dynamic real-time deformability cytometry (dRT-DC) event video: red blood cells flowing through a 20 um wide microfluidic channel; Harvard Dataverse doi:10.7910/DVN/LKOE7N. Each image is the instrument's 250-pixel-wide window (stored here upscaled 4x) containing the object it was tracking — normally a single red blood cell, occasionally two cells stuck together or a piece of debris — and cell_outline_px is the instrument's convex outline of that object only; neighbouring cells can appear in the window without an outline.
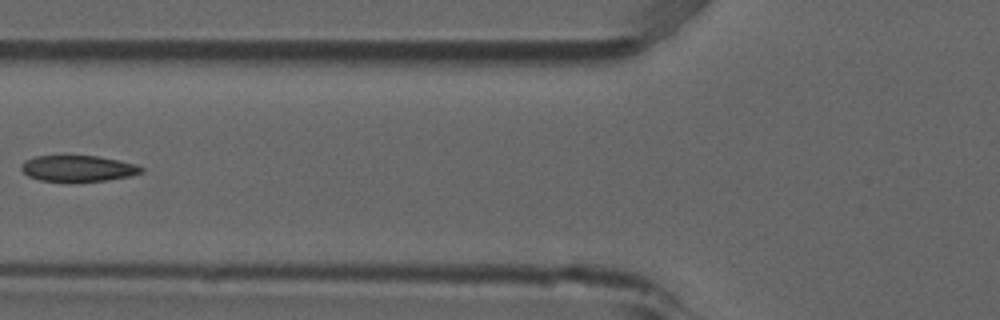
{"species": "common noctule bat (a hibernating species)", "species_latin": "Nyctalus noctula", "temperature_condition": "room temperature", "stored_images_in_passage": 6, "camera_frame_rate_fps": 3000, "um_per_image_px": 0.085, "animal": {"sex": "male", "forearm_length_mm": 52.5}, "frame": {"image": 1, "passage_image": 5, "time_ms": 1.333, "image_size_px": [1000, 320], "cell_outline_px": [[144, 168], [140, 172], [128, 176], [108, 180], [72, 184], [40, 180], [28, 176], [20, 168], [20, 164], [24, 160], [36, 156], [96, 156], [136, 164]], "centroid_in_image_um": [6.56, 14.35], "position_along_channel_um": 119.2, "area_um2": 18.67}}
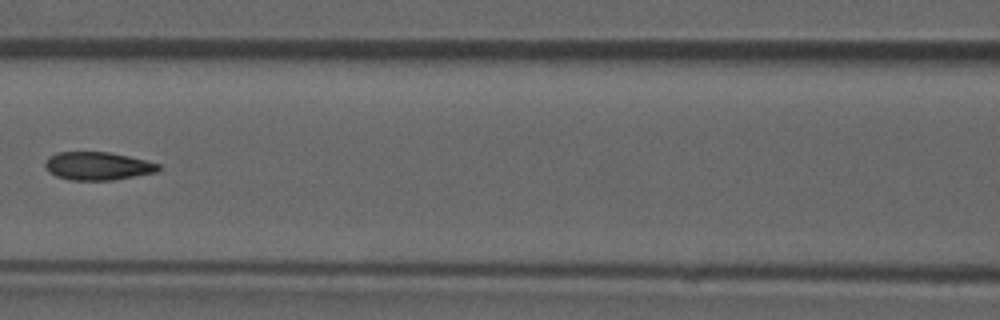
{"frame": {"image": 2, "passage_image": 6, "time_ms": 1.667, "image_size_px": [1000, 320], "cell_outline_px": [[160, 168], [156, 172], [112, 180], [68, 180], [56, 176], [48, 172], [44, 164], [44, 160], [48, 156], [56, 152], [108, 152], [128, 156], [160, 164]], "centroid_in_image_um": [8.24, 14.11], "position_along_channel_um": 158.4, "area_um2": 18.61}}